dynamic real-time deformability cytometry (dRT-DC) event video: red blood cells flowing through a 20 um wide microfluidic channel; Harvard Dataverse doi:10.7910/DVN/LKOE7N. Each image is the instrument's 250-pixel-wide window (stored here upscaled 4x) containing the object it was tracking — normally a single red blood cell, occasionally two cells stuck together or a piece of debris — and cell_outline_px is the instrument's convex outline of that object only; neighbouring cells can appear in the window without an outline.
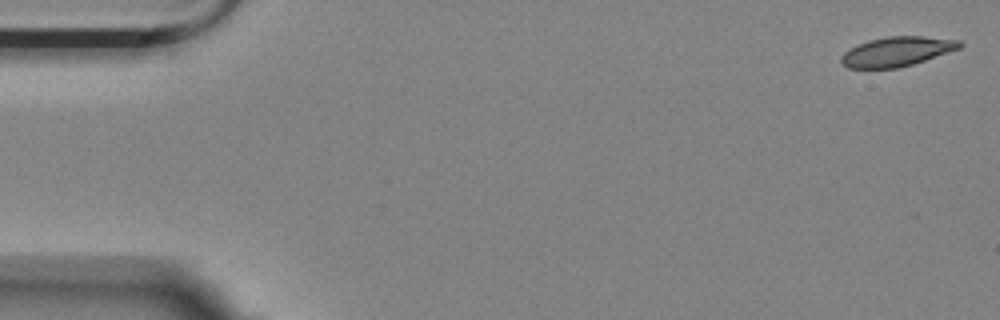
{"species": "Egyptian fruit bat (a non-hibernating species)", "species_latin": "Rousettus aegyptiacus", "temperature_condition": "room temperature", "stored_images_in_passage": 15, "camera_frame_rate_fps": 3000, "um_per_image_px": 0.085, "animal": {"sex": "female"}, "frame": {"image": 1, "passage_image": 1, "time_ms": 0.0, "image_size_px": [1000, 320], "cell_outline_px": [[964, 44], [960, 48], [912, 64], [896, 68], [848, 68], [840, 60], [840, 56], [844, 52], [856, 44], [868, 40], [888, 36], [924, 36], [960, 40]], "centroid_in_image_um": [76.22, 4.37], "position_along_channel_um": 8.8, "area_um2": 20.35}}